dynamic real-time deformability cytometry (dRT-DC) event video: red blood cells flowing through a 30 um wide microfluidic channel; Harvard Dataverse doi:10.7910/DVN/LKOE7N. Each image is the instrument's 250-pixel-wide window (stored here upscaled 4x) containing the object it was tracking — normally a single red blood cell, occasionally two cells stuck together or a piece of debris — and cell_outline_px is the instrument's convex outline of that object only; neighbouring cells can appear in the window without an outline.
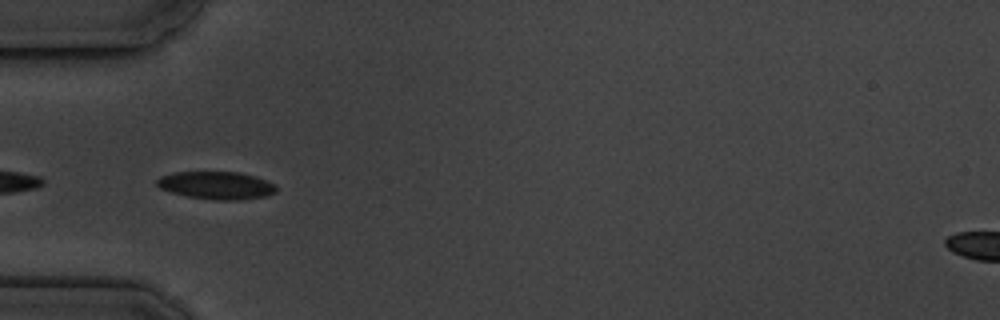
{"species": "common noctule bat (a hibernating species)", "species_latin": "Nyctalus noctula", "temperature_condition": "cold", "stored_images_in_passage": 5, "camera_frame_rate_fps": 3000, "um_per_image_px": 0.085, "animal": {"sex": "male", "body_mass_g": 19.5, "forearm_length_mm": 54.6}, "frame": {"image": 1, "passage_image": 4, "time_ms": 3.333, "image_size_px": [1000, 320], "cell_outline_px": [[276, 192], [264, 196], [240, 200], [212, 200], [188, 196], [172, 192], [160, 188], [156, 184], [156, 180], [160, 176], [172, 172], [240, 172], [256, 176], [276, 184]], "centroid_in_image_um": [18.4, 15.75], "position_along_channel_um": 66.6, "area_um2": 19.36}}